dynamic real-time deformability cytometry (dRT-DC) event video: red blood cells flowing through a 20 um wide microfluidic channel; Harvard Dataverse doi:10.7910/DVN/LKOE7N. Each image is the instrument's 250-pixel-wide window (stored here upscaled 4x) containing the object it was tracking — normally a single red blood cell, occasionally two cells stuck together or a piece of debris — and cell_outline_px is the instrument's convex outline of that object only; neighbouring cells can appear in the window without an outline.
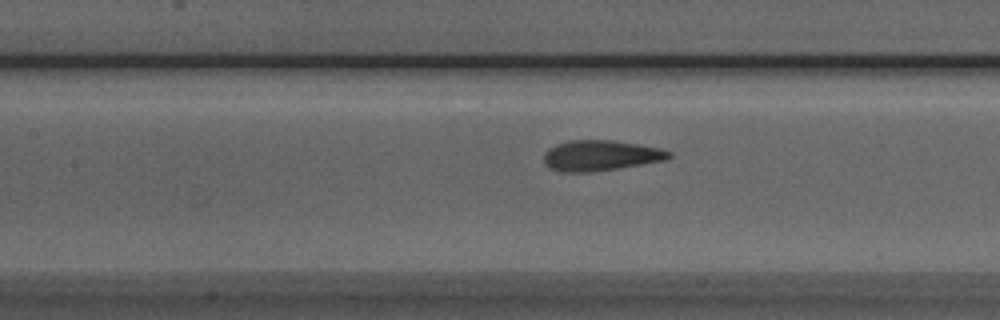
{"species": "Egyptian fruit bat (a non-hibernating species)", "species_latin": "Rousettus aegyptiacus", "temperature_condition": "room temperature", "stored_images_in_passage": 15, "camera_frame_rate_fps": 3000, "um_per_image_px": 0.085, "animal": {"sex": "male"}, "frame": {"image": 1, "passage_image": 9, "time_ms": 2.667, "image_size_px": [1000, 320], "cell_outline_px": [[672, 156], [668, 160], [592, 172], [560, 172], [548, 168], [544, 164], [544, 152], [548, 148], [556, 144], [568, 140], [612, 140], [664, 148], [672, 152]], "centroid_in_image_um": [51.06, 13.22], "position_along_channel_um": 156.3, "area_um2": 22.66}}
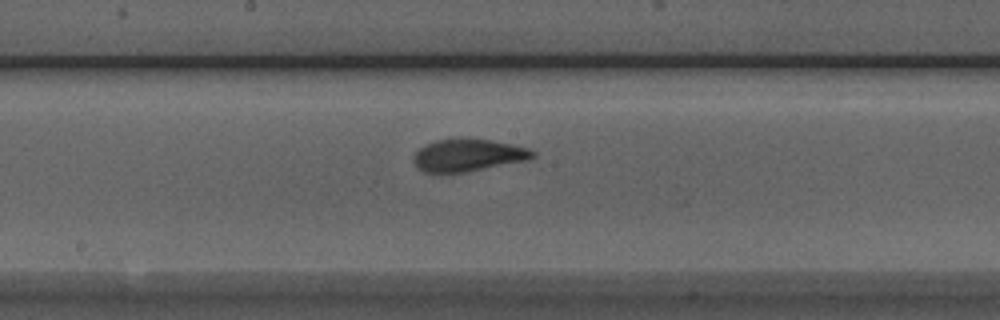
{"frame": {"image": 2, "passage_image": 13, "time_ms": 4.0, "image_size_px": [1000, 320], "cell_outline_px": [[536, 156], [528, 160], [464, 172], [424, 172], [416, 168], [412, 160], [416, 152], [420, 148], [436, 140], [492, 140], [512, 144], [528, 148], [536, 152]], "centroid_in_image_um": [39.8, 13.21], "position_along_channel_um": 208.4, "area_um2": 21.96}}